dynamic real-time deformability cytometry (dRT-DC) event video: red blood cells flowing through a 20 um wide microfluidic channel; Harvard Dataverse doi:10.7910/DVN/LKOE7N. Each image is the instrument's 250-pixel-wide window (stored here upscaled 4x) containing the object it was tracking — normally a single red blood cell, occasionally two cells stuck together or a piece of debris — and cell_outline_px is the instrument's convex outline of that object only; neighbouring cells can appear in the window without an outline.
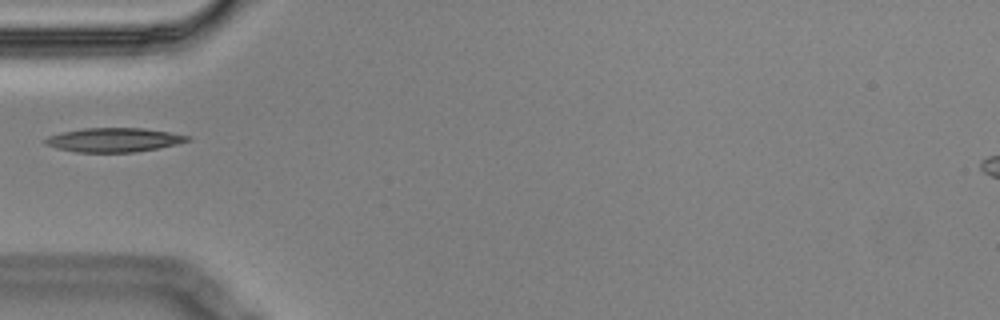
{"species": "Egyptian fruit bat (a non-hibernating species)", "species_latin": "Rousettus aegyptiacus", "temperature_condition": "cold", "stored_images_in_passage": 13, "camera_frame_rate_fps": 3000, "um_per_image_px": 0.085, "animal": {"sex": "male"}, "frame": {"image": 1, "passage_image": 4, "time_ms": 1.0, "image_size_px": [1000, 320], "cell_outline_px": [[192, 140], [176, 144], [136, 152], [76, 152], [56, 148], [44, 144], [44, 140], [48, 136], [64, 132], [84, 128], [144, 128], [168, 132], [188, 136]], "centroid_in_image_um": [9.66, 11.89], "position_along_channel_um": 75.3, "area_um2": 19.77}}
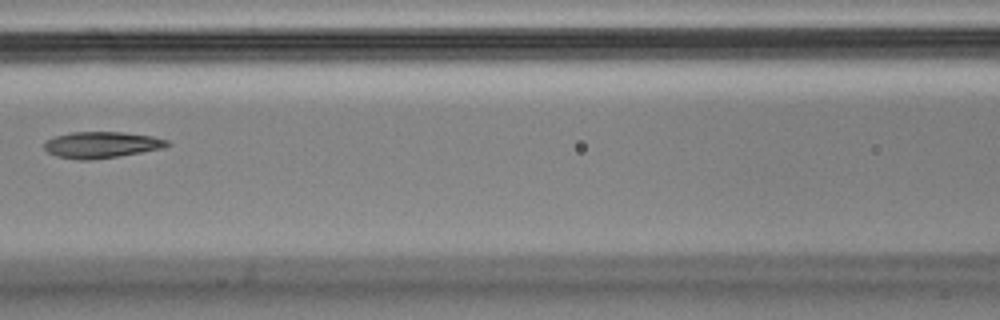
{"frame": {"image": 2, "passage_image": 6, "time_ms": 1.667, "image_size_px": [1000, 320], "cell_outline_px": [[172, 144], [164, 148], [120, 156], [88, 160], [80, 160], [56, 156], [48, 152], [44, 148], [44, 140], [56, 136], [72, 132], [124, 132], [152, 136], [168, 140]], "centroid_in_image_um": [8.64, 12.31], "position_along_channel_um": 158.0, "area_um2": 18.96}}
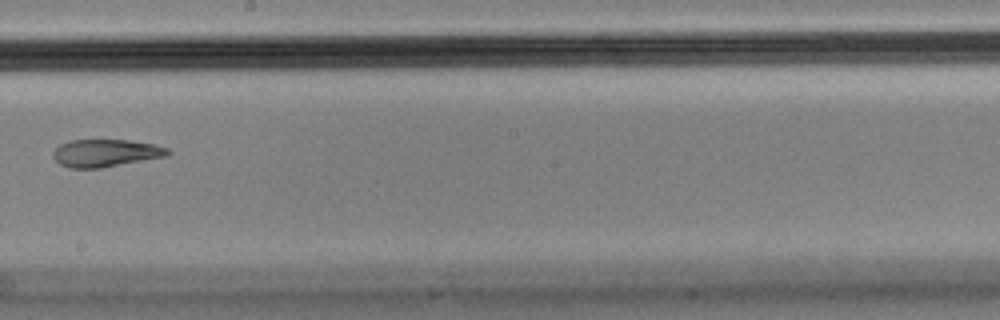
{"frame": {"image": 3, "passage_image": 8, "time_ms": 2.333, "image_size_px": [1000, 320], "cell_outline_px": [[172, 152], [168, 156], [100, 168], [68, 168], [60, 164], [52, 156], [52, 152], [60, 144], [68, 140], [128, 140], [156, 144], [168, 148]], "centroid_in_image_um": [8.99, 13.0], "position_along_channel_um": 239.2, "area_um2": 18.55}}